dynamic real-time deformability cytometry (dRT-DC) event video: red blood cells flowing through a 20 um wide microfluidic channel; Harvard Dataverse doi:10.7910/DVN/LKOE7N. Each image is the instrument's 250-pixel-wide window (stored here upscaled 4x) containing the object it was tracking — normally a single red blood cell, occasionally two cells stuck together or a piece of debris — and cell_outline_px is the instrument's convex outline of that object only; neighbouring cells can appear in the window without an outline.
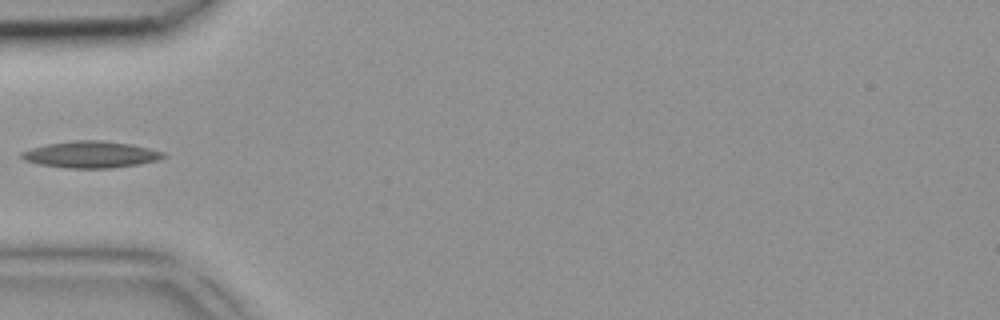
{"species": "common noctule bat (a hibernating species)", "species_latin": "Nyctalus noctula", "temperature_condition": "room temperature", "stored_images_in_passage": 3, "camera_frame_rate_fps": 3000, "um_per_image_px": 0.085, "animal": {"sex": "female", "body_mass_g": 18.4}, "frame": {"image": 1, "passage_image": 3, "time_ms": 0.667, "image_size_px": [1000, 320], "cell_outline_px": [[164, 156], [156, 160], [136, 164], [112, 168], [68, 168], [40, 164], [24, 160], [20, 156], [20, 152], [32, 148], [48, 144], [72, 140], [100, 140], [132, 144], [164, 152]], "centroid_in_image_um": [7.68, 13.13], "position_along_channel_um": 77.3, "area_um2": 21.73}}